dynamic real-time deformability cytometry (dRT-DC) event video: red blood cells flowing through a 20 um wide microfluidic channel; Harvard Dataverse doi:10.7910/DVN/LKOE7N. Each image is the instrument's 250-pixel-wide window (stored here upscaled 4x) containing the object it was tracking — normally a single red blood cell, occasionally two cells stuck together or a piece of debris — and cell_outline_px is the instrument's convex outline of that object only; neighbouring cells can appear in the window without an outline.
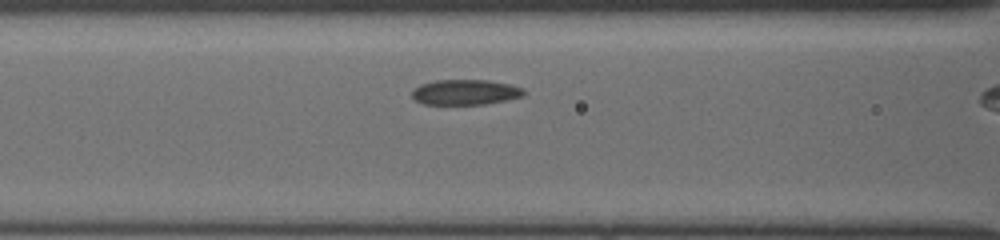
{"species": "common noctule bat (a hibernating species)", "species_latin": "Nyctalus noctula", "temperature_condition": "cold", "stored_images_in_passage": 9, "camera_frame_rate_fps": 3000, "um_per_image_px": 0.085, "animal": {"sex": "female", "body_mass_g": 19.5, "forearm_length_mm": 54.1}, "frame": {"image": 1, "passage_image": 8, "time_ms": 3.0, "image_size_px": [1000, 240], "cell_outline_px": [[524, 96], [484, 104], [424, 104], [416, 100], [412, 96], [412, 92], [420, 84], [436, 80], [488, 80], [508, 84], [524, 88]], "centroid_in_image_um": [39.55, 7.83], "position_along_channel_um": 127.0, "area_um2": 16.3}}